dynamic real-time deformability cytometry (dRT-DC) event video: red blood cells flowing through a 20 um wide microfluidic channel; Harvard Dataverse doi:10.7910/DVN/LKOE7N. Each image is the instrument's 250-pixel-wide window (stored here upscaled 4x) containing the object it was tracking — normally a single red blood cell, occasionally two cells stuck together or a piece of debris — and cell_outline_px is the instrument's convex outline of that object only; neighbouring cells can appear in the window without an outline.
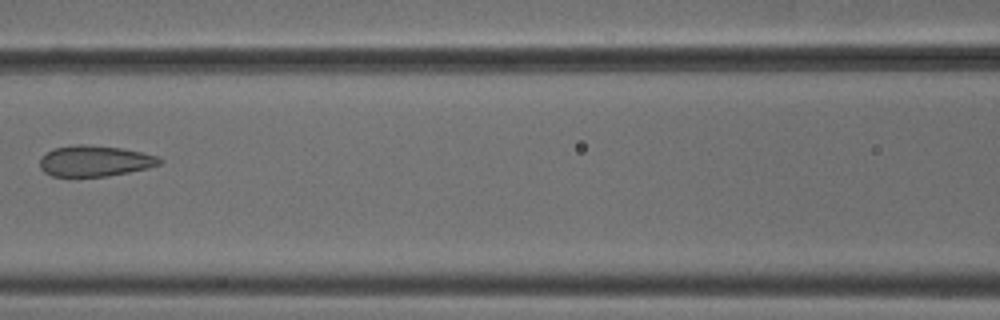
{"species": "common noctule bat (a hibernating species)", "species_latin": "Nyctalus noctula", "temperature_condition": "cold", "stored_images_in_passage": 7, "camera_frame_rate_fps": 3000, "um_per_image_px": 0.085, "animal": {"sex": "male", "body_mass_g": 18.8}, "frame": {"image": 1, "passage_image": 6, "time_ms": 1.667, "image_size_px": [1000, 320], "cell_outline_px": [[164, 160], [160, 164], [148, 168], [108, 176], [72, 180], [52, 176], [44, 172], [40, 168], [40, 156], [56, 148], [76, 144], [84, 144], [120, 148], [160, 156]], "centroid_in_image_um": [8.02, 13.73], "position_along_channel_um": 158.6, "area_um2": 22.31}}
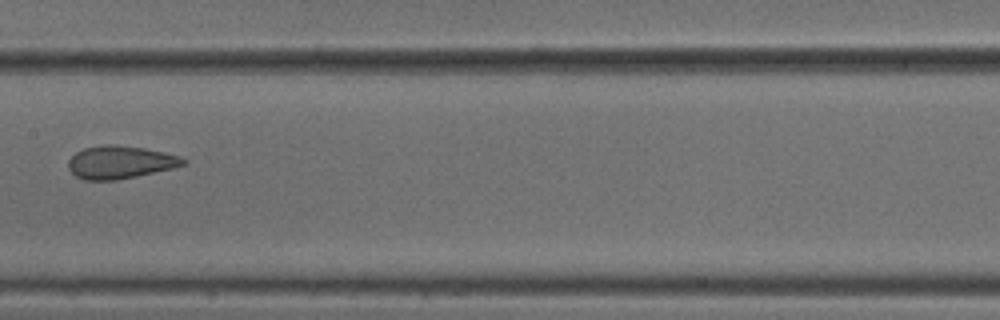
{"frame": {"image": 2, "passage_image": 7, "time_ms": 2.0, "image_size_px": [1000, 320], "cell_outline_px": [[188, 164], [172, 168], [136, 176], [116, 180], [84, 180], [76, 176], [68, 168], [68, 160], [76, 152], [84, 148], [108, 144], [112, 144], [144, 148], [164, 152], [180, 156], [188, 160]], "centroid_in_image_um": [10.23, 13.79], "position_along_channel_um": 197.2, "area_um2": 21.96}}